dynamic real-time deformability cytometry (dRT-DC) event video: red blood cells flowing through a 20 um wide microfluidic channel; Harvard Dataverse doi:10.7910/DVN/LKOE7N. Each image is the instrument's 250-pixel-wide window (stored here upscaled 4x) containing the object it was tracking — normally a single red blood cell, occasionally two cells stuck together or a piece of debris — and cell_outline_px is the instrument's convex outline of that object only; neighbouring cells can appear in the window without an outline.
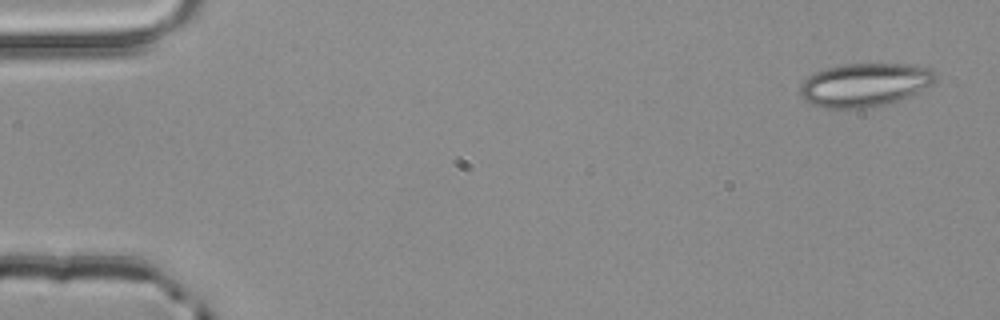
{"species": "common noctule bat (a hibernating species)", "species_latin": "Nyctalus noctula", "temperature_condition": "room temperature", "stored_images_in_passage": 4, "camera_frame_rate_fps": 3000, "um_per_image_px": 0.085, "animal": {"sex": "male", "body_mass_g": 20.4}, "frame": {"image": 1, "passage_image": 1, "time_ms": 0.0, "image_size_px": [1000, 320], "cell_outline_px": [[940, 76], [932, 84], [916, 92], [888, 104], [868, 108], [824, 108], [812, 104], [804, 100], [800, 92], [800, 84], [808, 76], [824, 68], [844, 64], [916, 64], [932, 68]], "centroid_in_image_um": [73.53, 7.19], "position_along_channel_um": 11.5, "area_um2": 34.56}}
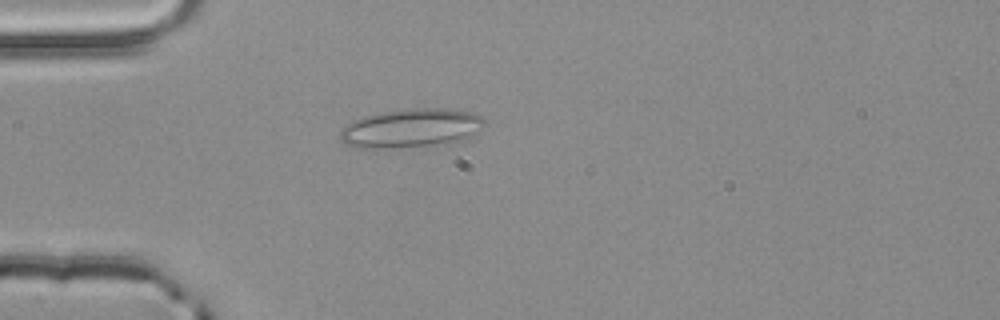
{"frame": {"image": 2, "passage_image": 4, "time_ms": 1.0, "image_size_px": [1000, 320], "cell_outline_px": [[484, 128], [472, 136], [452, 144], [376, 148], [364, 148], [348, 144], [340, 140], [340, 132], [352, 120], [360, 116], [380, 112], [408, 108], [448, 108], [472, 112], [480, 116], [484, 120]], "centroid_in_image_um": [35.0, 10.88], "position_along_channel_um": 50.0, "area_um2": 33.0}}